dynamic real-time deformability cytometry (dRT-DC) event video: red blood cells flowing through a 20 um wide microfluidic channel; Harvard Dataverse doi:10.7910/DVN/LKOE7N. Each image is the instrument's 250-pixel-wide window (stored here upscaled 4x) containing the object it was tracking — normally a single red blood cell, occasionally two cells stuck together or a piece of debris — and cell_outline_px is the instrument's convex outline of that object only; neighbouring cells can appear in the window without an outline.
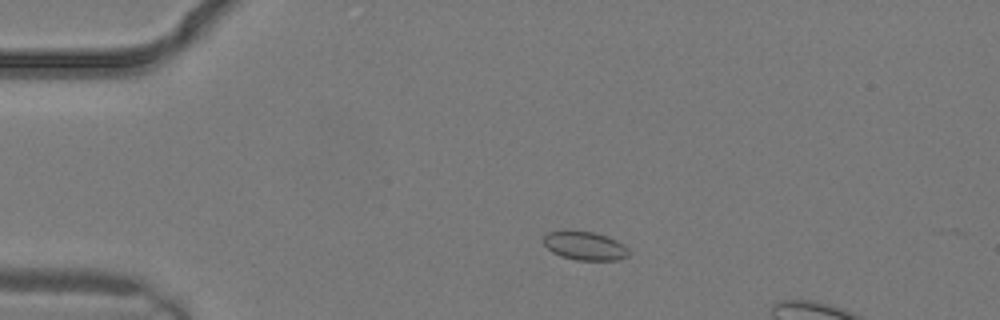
{"species": "common noctule bat (a hibernating species)", "species_latin": "Nyctalus noctula", "temperature_condition": "warm", "stored_images_in_passage": 2, "camera_frame_rate_fps": 3000, "um_per_image_px": 0.085, "animal": {"sex": "male", "body_mass_g": 19.2, "forearm_length_mm": 51.8}, "frame": {"image": 1, "passage_image": 1, "time_ms": 0.0, "image_size_px": [1000, 320], "cell_outline_px": [[628, 256], [620, 260], [576, 260], [560, 256], [552, 252], [544, 244], [544, 236], [548, 232], [592, 232], [608, 236], [616, 240], [628, 248]], "centroid_in_image_um": [49.74, 20.92], "position_along_channel_um": 35.3, "area_um2": 13.93}}